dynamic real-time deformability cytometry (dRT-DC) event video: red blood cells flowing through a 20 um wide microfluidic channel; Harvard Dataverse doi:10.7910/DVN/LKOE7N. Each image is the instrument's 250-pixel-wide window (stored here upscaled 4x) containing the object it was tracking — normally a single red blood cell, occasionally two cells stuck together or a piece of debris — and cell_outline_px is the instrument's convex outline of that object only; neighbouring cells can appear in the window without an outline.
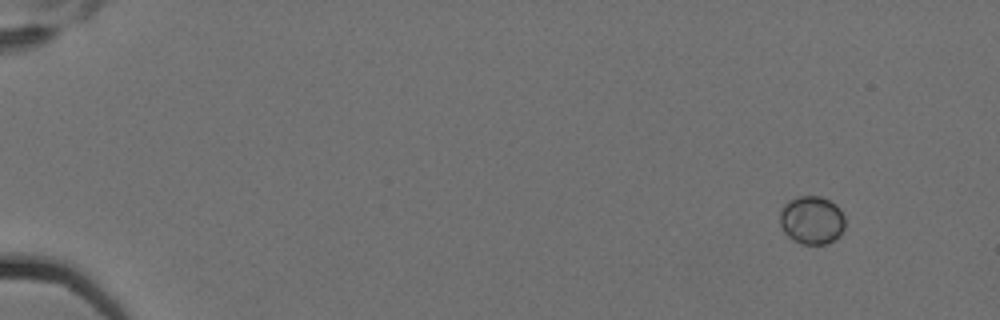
{"species": "Egyptian fruit bat (a non-hibernating species)", "species_latin": "Rousettus aegyptiacus", "temperature_condition": "cold", "stored_images_in_passage": 5, "camera_frame_rate_fps": 3000, "um_per_image_px": 0.085, "animal": {"sex": "female"}, "frame": {"image": 1, "passage_image": 1, "time_ms": 0.0, "image_size_px": [1000, 320], "cell_outline_px": [[844, 228], [840, 236], [836, 240], [824, 244], [804, 244], [792, 240], [784, 232], [780, 224], [780, 208], [788, 200], [800, 196], [820, 196], [836, 204], [840, 208], [844, 216]], "centroid_in_image_um": [69.0, 18.71], "position_along_channel_um": 16.0, "area_um2": 18.55}}
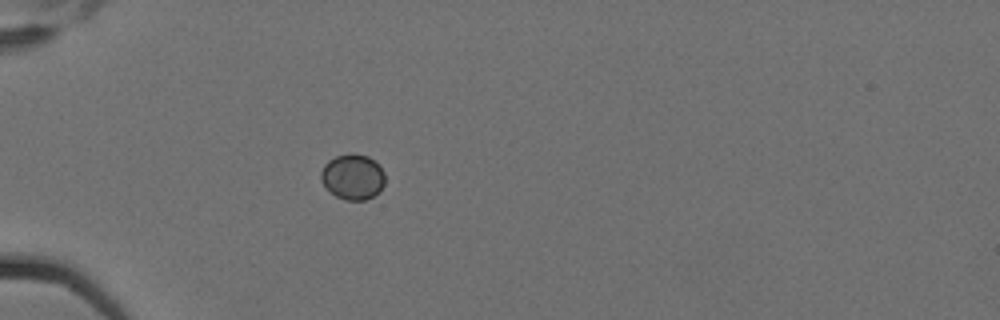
{"frame": {"image": 2, "passage_image": 5, "time_ms": 1.333, "image_size_px": [1000, 320], "cell_outline_px": [[384, 184], [380, 192], [364, 200], [344, 200], [336, 196], [320, 180], [320, 172], [324, 164], [328, 160], [336, 156], [352, 152], [368, 156], [384, 172]], "centroid_in_image_um": [29.97, 15.02], "position_along_channel_um": 55.0, "area_um2": 16.94}}